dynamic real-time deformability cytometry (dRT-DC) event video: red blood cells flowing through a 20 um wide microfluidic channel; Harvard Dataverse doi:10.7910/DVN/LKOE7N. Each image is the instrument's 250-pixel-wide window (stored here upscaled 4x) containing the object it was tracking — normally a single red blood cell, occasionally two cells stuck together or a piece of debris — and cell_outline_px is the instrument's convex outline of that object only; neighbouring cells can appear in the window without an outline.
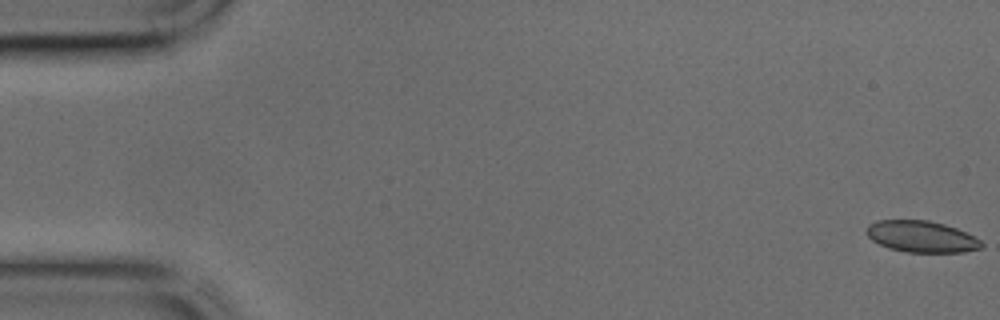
{"species": "common noctule bat (a hibernating species)", "species_latin": "Nyctalus noctula", "temperature_condition": "cold", "stored_images_in_passage": 45, "camera_frame_rate_fps": 3000, "um_per_image_px": 0.085, "animal": {"sex": "male", "body_mass_g": 17.9, "forearm_length_mm": 54.2}, "frame": {"image": 1, "passage_image": 1, "time_ms": 0.0, "image_size_px": [1000, 320], "cell_outline_px": [[984, 248], [964, 252], [904, 252], [888, 248], [872, 240], [864, 232], [868, 224], [876, 220], [928, 220], [944, 224], [956, 228], [980, 240], [984, 244]], "centroid_in_image_um": [78.3, 20.11], "position_along_channel_um": 6.7, "area_um2": 21.21}}
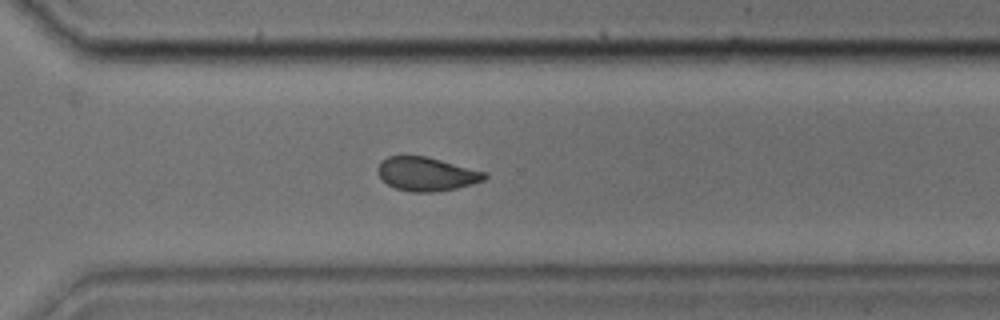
{"frame": {"image": 2, "passage_image": 32, "time_ms": 10.333, "image_size_px": [1000, 320], "cell_outline_px": [[488, 176], [484, 180], [472, 184], [456, 188], [436, 192], [412, 192], [396, 188], [388, 184], [376, 172], [376, 168], [380, 160], [388, 156], [424, 156], [488, 172]], "centroid_in_image_um": [36.25, 14.79], "position_along_channel_um": 334.4, "area_um2": 21.04}}
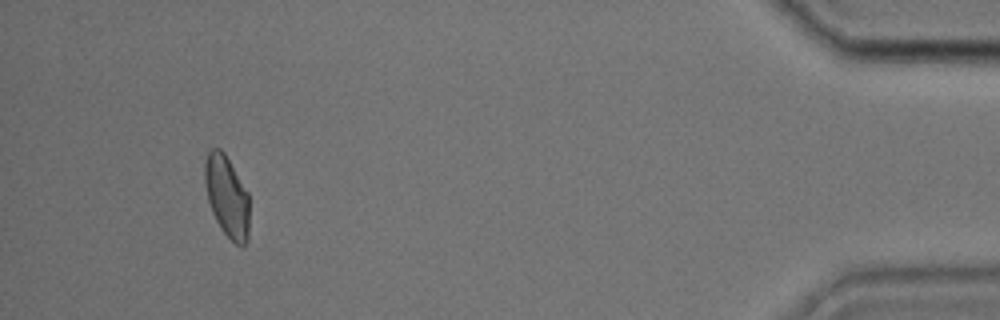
{"frame": {"image": 3, "passage_image": 42, "time_ms": 13.667, "image_size_px": [1000, 320], "cell_outline_px": [[248, 240], [244, 244], [236, 244], [220, 228], [212, 212], [208, 200], [204, 180], [204, 164], [208, 152], [212, 148], [220, 148], [224, 152], [248, 192]], "centroid_in_image_um": [19.27, 16.66], "position_along_channel_um": 415.9, "area_um2": 20.92}}